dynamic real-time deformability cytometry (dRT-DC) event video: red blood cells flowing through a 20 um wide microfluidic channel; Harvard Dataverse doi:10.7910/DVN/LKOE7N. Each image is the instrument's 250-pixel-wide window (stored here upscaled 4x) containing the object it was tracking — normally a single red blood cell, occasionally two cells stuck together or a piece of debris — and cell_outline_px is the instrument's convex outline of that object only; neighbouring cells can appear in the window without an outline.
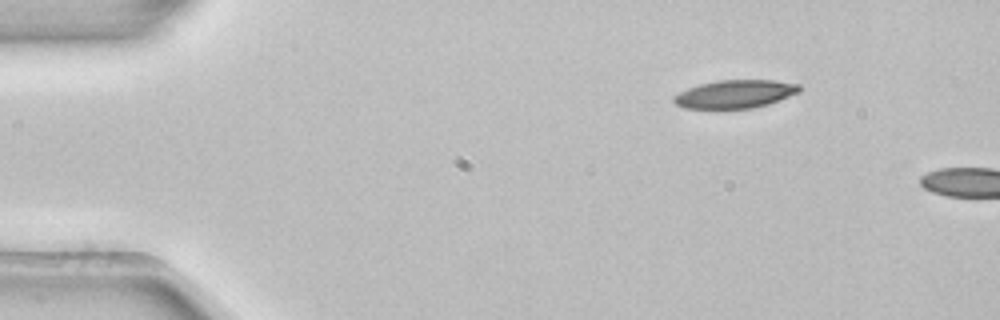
{"species": "common noctule bat (a hibernating species)", "species_latin": "Nyctalus noctula", "temperature_condition": "room temperature", "stored_images_in_passage": 4, "camera_frame_rate_fps": 3000, "um_per_image_px": 0.085, "animal": {"sex": "female", "body_mass_g": 22.7, "forearm_length_mm": 54.2}, "frame": {"image": 1, "passage_image": 1, "time_ms": 0.0, "image_size_px": [1000, 320], "cell_outline_px": [[800, 92], [780, 100], [768, 104], [752, 108], [684, 108], [676, 104], [672, 100], [672, 96], [688, 88], [700, 84], [720, 80], [772, 80], [800, 84]], "centroid_in_image_um": [62.49, 7.99], "position_along_channel_um": 22.5, "area_um2": 20.52}}